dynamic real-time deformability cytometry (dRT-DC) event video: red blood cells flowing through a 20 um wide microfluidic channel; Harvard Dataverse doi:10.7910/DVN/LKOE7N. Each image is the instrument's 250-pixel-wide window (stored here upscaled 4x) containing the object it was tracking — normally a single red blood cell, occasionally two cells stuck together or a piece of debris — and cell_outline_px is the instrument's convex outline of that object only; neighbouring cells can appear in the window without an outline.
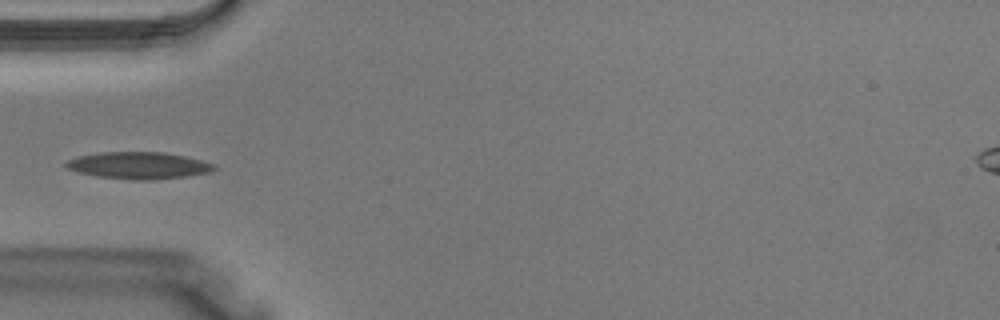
{"species": "Egyptian fruit bat (a non-hibernating species)", "species_latin": "Rousettus aegyptiacus", "temperature_condition": "warm", "stored_images_in_passage": 28, "camera_frame_rate_fps": 3000, "um_per_image_px": 0.085, "animal": {"sex": "male"}, "frame": {"image": 1, "passage_image": 1, "time_ms": 0.0, "image_size_px": [1000, 320], "cell_outline_px": [[216, 168], [212, 172], [184, 176], [152, 180], [136, 180], [96, 176], [80, 172], [68, 168], [64, 164], [68, 160], [76, 156], [100, 152], [164, 152], [184, 156], [200, 160], [212, 164]], "centroid_in_image_um": [11.76, 14.06], "position_along_channel_um": 73.2, "area_um2": 23.0}}
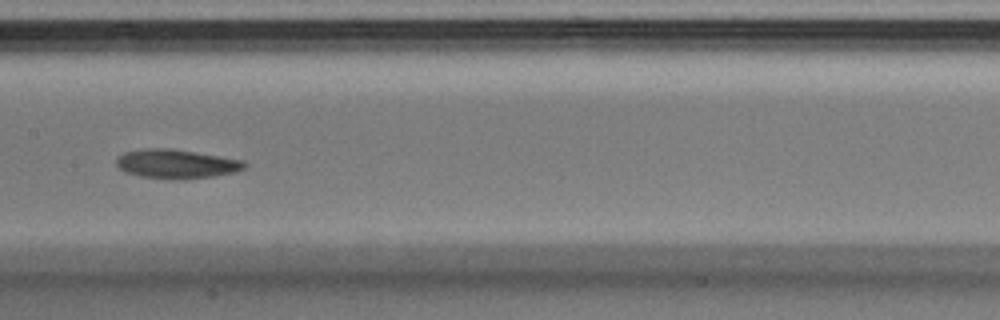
{"frame": {"image": 2, "passage_image": 8, "time_ms": 2.333, "image_size_px": [1000, 320], "cell_outline_px": [[248, 164], [244, 168], [232, 172], [212, 176], [140, 176], [124, 172], [116, 164], [116, 160], [124, 152], [144, 148], [172, 148], [244, 160]], "centroid_in_image_um": [14.98, 13.86], "position_along_channel_um": 192.4, "area_um2": 20.63}}
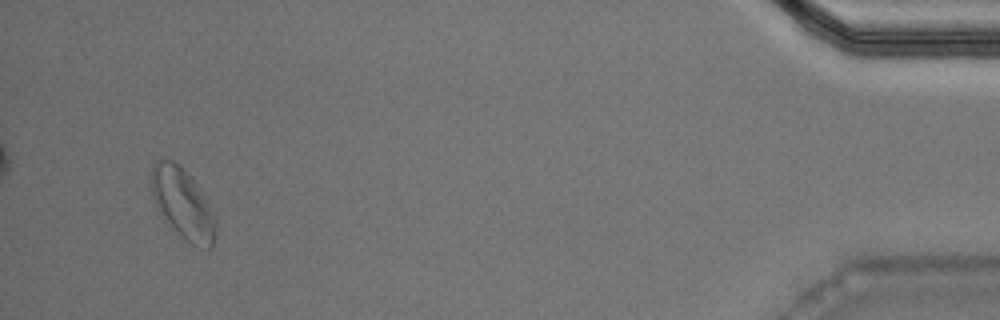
{"frame": {"image": 3, "passage_image": 26, "time_ms": 8.333, "image_size_px": [1000, 320], "cell_outline_px": [[216, 236], [212, 248], [208, 248], [192, 244], [156, 208], [152, 196], [152, 164], [156, 160], [172, 160], [192, 176], [208, 196], [216, 220]], "centroid_in_image_um": [15.6, 17.25], "position_along_channel_um": 419.6, "area_um2": 26.24}}